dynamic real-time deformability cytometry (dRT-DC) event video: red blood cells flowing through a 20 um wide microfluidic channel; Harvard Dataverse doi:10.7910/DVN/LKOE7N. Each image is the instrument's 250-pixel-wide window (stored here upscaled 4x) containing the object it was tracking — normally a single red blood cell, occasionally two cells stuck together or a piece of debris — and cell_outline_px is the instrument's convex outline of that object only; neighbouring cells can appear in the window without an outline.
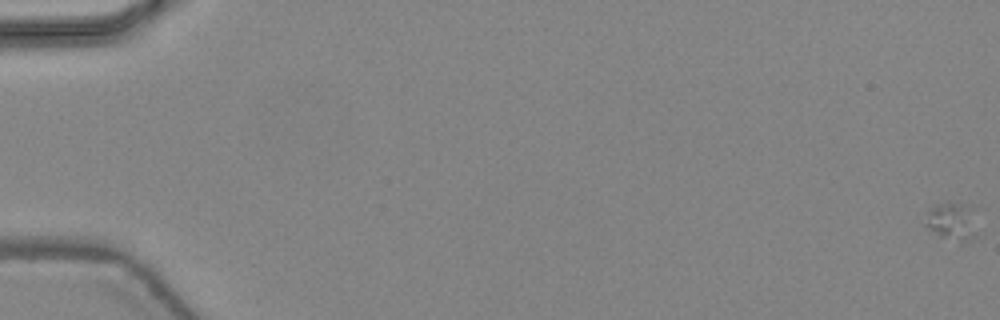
{"species": "common noctule bat (a hibernating species)", "species_latin": "Nyctalus noctula", "temperature_condition": "warm", "stored_images_in_passage": 49, "camera_frame_rate_fps": 3000, "um_per_image_px": 0.085, "animal": {"sex": "female", "body_mass_g": 24.6, "forearm_length_mm": 56.2}, "frame": {"image": 1, "passage_image": 1, "time_ms": 0.0, "image_size_px": [1000, 320], "cell_outline_px": [[976, 236], [960, 244], [940, 236], [924, 224], [928, 208], [936, 204], [960, 204], [976, 232]], "centroid_in_image_um": [80.76, 18.92], "position_along_channel_um": 4.2, "area_um2": 10.29}}
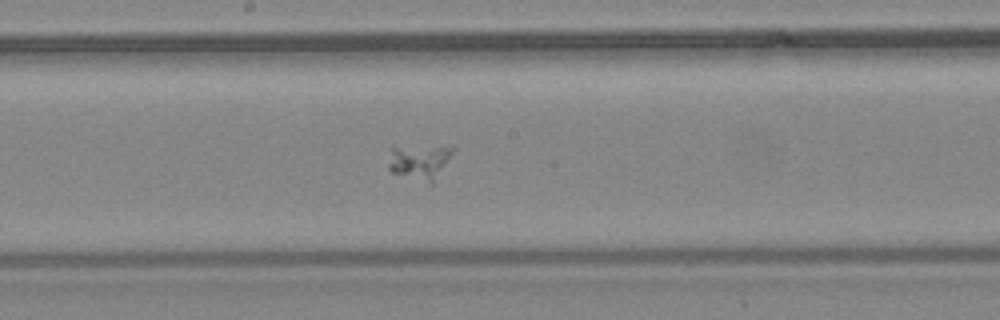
{"frame": {"image": 2, "passage_image": 28, "time_ms": 9.0, "image_size_px": [1000, 320], "cell_outline_px": [[456, 144], [452, 152], [432, 184], [392, 172], [388, 168], [388, 164], [392, 144]], "centroid_in_image_um": [35.65, 13.62], "position_along_channel_um": 212.6, "area_um2": 13.87}}
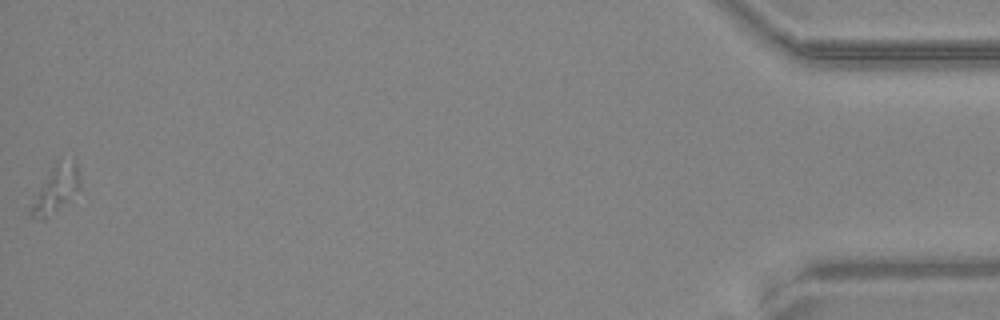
{"frame": {"image": 3, "passage_image": 49, "time_ms": 16.0, "image_size_px": [1000, 320], "cell_outline_px": [[80, 188], [68, 200], [44, 216], [32, 216], [28, 212], [28, 204], [56, 160], [76, 164], [80, 184]], "centroid_in_image_um": [4.68, 16.05], "position_along_channel_um": 430.5, "area_um2": 12.54}}